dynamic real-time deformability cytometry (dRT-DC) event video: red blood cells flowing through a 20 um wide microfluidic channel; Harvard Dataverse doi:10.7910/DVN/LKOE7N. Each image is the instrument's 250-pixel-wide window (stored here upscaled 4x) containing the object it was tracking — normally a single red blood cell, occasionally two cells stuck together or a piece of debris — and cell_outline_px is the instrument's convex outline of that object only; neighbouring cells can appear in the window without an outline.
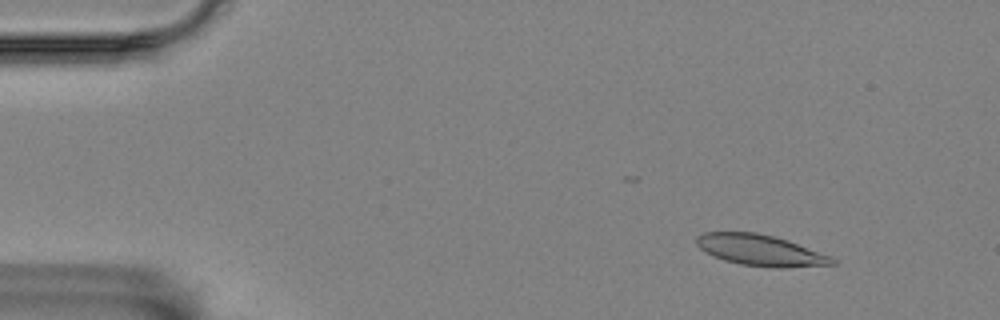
{"species": "Egyptian fruit bat (a non-hibernating species)", "species_latin": "Rousettus aegyptiacus", "temperature_condition": "room temperature", "stored_images_in_passage": 5, "camera_frame_rate_fps": 3000, "um_per_image_px": 0.085, "animal": {"sex": "female"}, "frame": {"image": 1, "passage_image": 2, "time_ms": 0.333, "image_size_px": [1000, 320], "cell_outline_px": [[836, 264], [784, 268], [776, 268], [740, 264], [724, 260], [712, 256], [700, 248], [696, 244], [696, 236], [704, 232], [756, 232], [788, 240], [832, 256], [836, 260]], "centroid_in_image_um": [64.64, 21.27], "position_along_channel_um": 20.4, "area_um2": 24.68}}
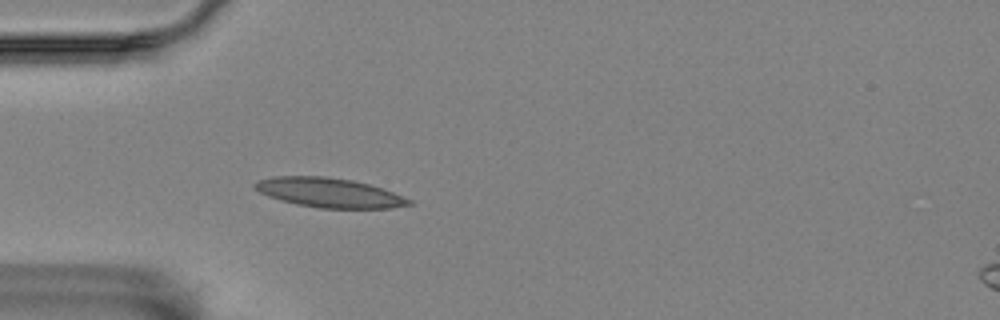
{"frame": {"image": 2, "passage_image": 5, "time_ms": 1.333, "image_size_px": [1000, 320], "cell_outline_px": [[412, 204], [392, 208], [320, 208], [296, 204], [280, 200], [268, 196], [260, 192], [252, 184], [256, 180], [272, 176], [324, 176], [352, 180], [368, 184], [392, 192], [412, 200]], "centroid_in_image_um": [27.94, 16.37], "position_along_channel_um": 57.1, "area_um2": 26.36}}